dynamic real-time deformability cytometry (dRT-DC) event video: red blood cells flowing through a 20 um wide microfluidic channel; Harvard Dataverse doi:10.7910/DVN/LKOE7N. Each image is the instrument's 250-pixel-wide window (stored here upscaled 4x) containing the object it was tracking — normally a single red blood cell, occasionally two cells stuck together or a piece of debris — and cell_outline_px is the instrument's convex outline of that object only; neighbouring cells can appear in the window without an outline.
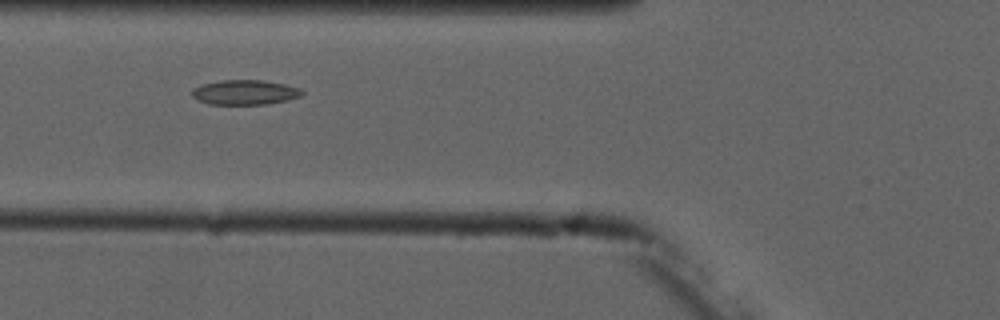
{"species": "common noctule bat (a hibernating species)", "species_latin": "Nyctalus noctula", "temperature_condition": "cold", "stored_images_in_passage": 2, "camera_frame_rate_fps": 3000, "um_per_image_px": 0.085, "animal": {"sex": "male", "forearm_length_mm": 52.5}, "frame": {"image": 1, "passage_image": 2, "time_ms": 1.0, "image_size_px": [1000, 320], "cell_outline_px": [[304, 96], [288, 100], [264, 104], [208, 104], [196, 100], [192, 96], [192, 88], [204, 84], [220, 80], [260, 80], [284, 84], [300, 88], [304, 92]], "centroid_in_image_um": [20.82, 7.85], "position_along_channel_um": 105.0, "area_um2": 15.95}}